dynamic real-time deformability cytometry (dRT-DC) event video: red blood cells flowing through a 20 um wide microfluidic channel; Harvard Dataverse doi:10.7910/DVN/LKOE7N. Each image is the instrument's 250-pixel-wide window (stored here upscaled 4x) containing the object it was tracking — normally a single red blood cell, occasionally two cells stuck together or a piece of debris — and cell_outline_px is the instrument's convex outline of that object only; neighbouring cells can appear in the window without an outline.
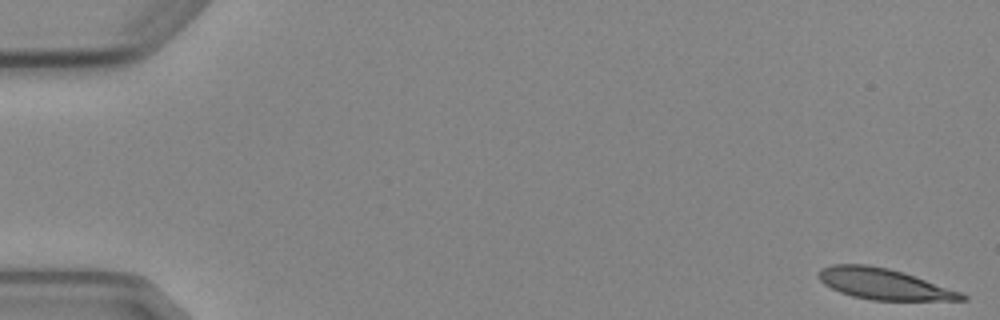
{"species": "Egyptian fruit bat (a non-hibernating species)", "species_latin": "Rousettus aegyptiacus", "temperature_condition": "cold", "stored_images_in_passage": 5, "camera_frame_rate_fps": 3000, "um_per_image_px": 0.085, "animal": {"sex": "female"}, "frame": {"image": 1, "passage_image": 1, "time_ms": 0.0, "image_size_px": [1000, 320], "cell_outline_px": [[968, 300], [872, 300], [852, 296], [840, 292], [824, 284], [820, 280], [820, 268], [832, 264], [868, 264], [888, 268], [904, 272], [960, 292], [968, 296]], "centroid_in_image_um": [75.12, 24.13], "position_along_channel_um": 9.9, "area_um2": 25.61}}
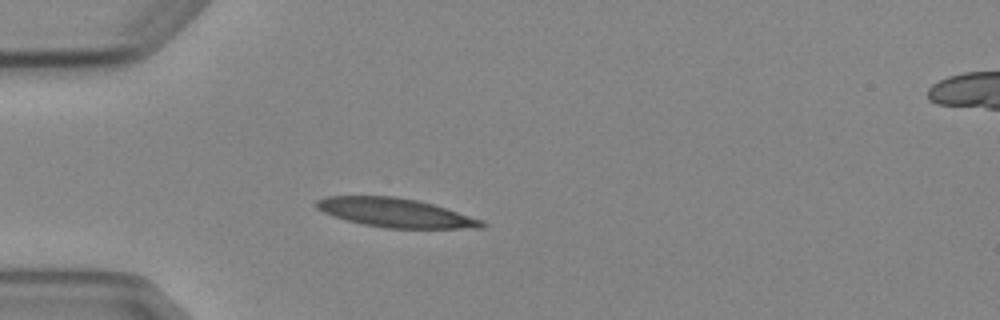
{"frame": {"image": 2, "passage_image": 5, "time_ms": 4.667, "image_size_px": [1000, 320], "cell_outline_px": [[488, 224], [484, 228], [384, 228], [364, 224], [348, 220], [324, 212], [316, 208], [316, 200], [324, 196], [392, 196], [416, 200], [432, 204], [484, 220]], "centroid_in_image_um": [33.64, 18.08], "position_along_channel_um": 51.4, "area_um2": 27.69}}